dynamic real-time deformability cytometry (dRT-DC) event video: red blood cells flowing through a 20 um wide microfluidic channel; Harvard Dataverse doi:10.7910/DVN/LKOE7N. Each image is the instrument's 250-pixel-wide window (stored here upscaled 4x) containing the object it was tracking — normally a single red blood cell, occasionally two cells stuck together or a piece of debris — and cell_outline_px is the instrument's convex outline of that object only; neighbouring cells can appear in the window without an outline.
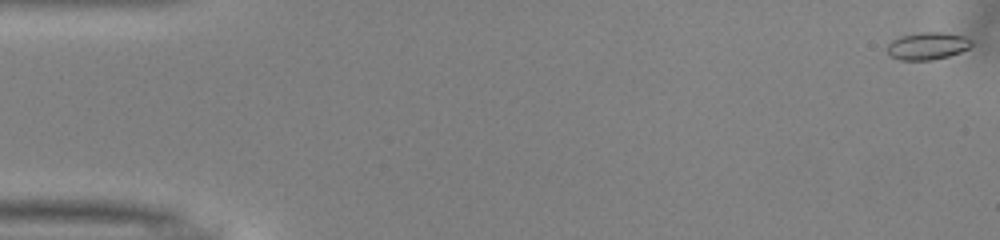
{"species": "common noctule bat (a hibernating species)", "species_latin": "Nyctalus noctula", "temperature_condition": "warm", "stored_images_in_passage": 51, "camera_frame_rate_fps": 3000, "um_per_image_px": 0.085, "animal": {"sex": "male", "body_mass_g": 13.0, "forearm_length_mm": 53.1}, "frame": {"image": 1, "passage_image": 1, "time_ms": 0.0, "image_size_px": [1000, 240], "cell_outline_px": [[972, 44], [968, 48], [960, 52], [948, 56], [932, 60], [900, 60], [888, 56], [884, 48], [892, 40], [900, 36], [920, 32], [944, 32], [964, 36], [972, 40]], "centroid_in_image_um": [78.78, 3.91], "position_along_channel_um": 6.2, "area_um2": 13.7}}
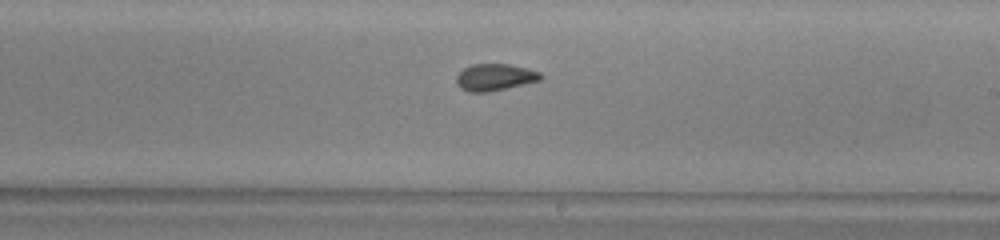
{"frame": {"image": 2, "passage_image": 30, "time_ms": 9.667, "image_size_px": [1000, 240], "cell_outline_px": [[544, 76], [540, 80], [488, 92], [468, 92], [460, 88], [456, 84], [456, 76], [464, 68], [472, 64], [508, 64], [540, 72]], "centroid_in_image_um": [42.02, 6.57], "position_along_channel_um": 247.0, "area_um2": 13.06}}
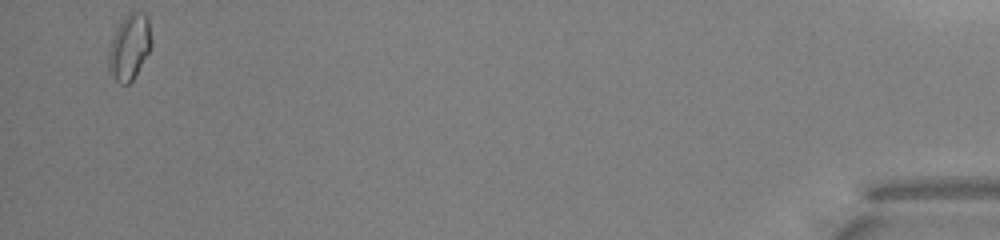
{"frame": {"image": 3, "passage_image": 50, "time_ms": 16.333, "image_size_px": [1000, 240], "cell_outline_px": [[152, 44], [148, 52], [132, 80], [128, 84], [120, 84], [108, 72], [108, 52], [112, 36], [116, 28], [124, 16], [128, 12], [144, 12], [148, 16], [152, 40]], "centroid_in_image_um": [10.99, 3.96], "position_along_channel_um": 424.2, "area_um2": 16.53}, "authors_computed_cell_mechanics": {"area_um2": 13.4674, "velocity_mm_per_s": 4.0246, "shape_relaxation_time_tau1_ms": 10.7139, "shape_relaxation_time_tau2_ms": 1.6545, "deformation_change_tau1": 0.1838, "deformation_change_tau2": 0.0743}}